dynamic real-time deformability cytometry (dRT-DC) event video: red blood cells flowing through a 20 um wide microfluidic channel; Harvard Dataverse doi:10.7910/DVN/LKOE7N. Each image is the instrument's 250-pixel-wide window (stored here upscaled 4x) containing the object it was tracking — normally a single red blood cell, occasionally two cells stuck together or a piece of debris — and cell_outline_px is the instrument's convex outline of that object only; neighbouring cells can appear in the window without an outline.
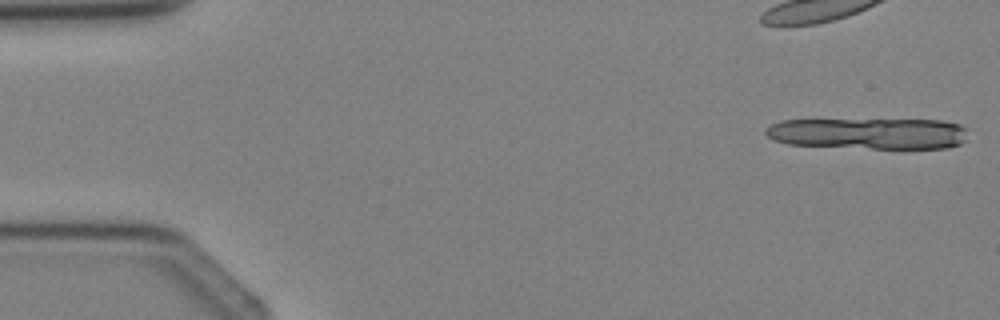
{"species": "Egyptian fruit bat (a non-hibernating species)", "species_latin": "Rousettus aegyptiacus", "temperature_condition": "cold", "stored_images_in_passage": 5, "camera_frame_rate_fps": 3000, "um_per_image_px": 0.085, "animal": {"sex": "female"}, "frame": {"image": 1, "passage_image": 1, "time_ms": 0.0, "image_size_px": [1000, 320], "cell_outline_px": [[968, 128], [964, 140], [960, 144], [948, 148], [872, 148], [788, 144], [772, 140], [764, 132], [764, 128], [780, 120], [940, 120], [960, 124]], "centroid_in_image_um": [73.84, 11.34], "position_along_channel_um": 11.2, "area_um2": 36.82}}
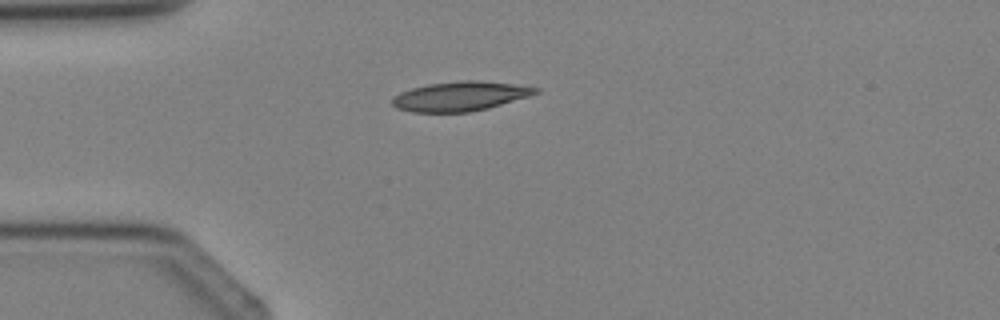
{"frame": {"image": 2, "passage_image": 5, "time_ms": 4.667, "image_size_px": [1000, 320], "cell_outline_px": [[540, 92], [528, 96], [488, 108], [468, 112], [412, 112], [396, 108], [392, 104], [392, 100], [400, 92], [412, 88], [428, 84], [464, 80], [476, 80], [512, 84], [540, 88]], "centroid_in_image_um": [39.1, 8.18], "position_along_channel_um": 45.9, "area_um2": 24.33}}